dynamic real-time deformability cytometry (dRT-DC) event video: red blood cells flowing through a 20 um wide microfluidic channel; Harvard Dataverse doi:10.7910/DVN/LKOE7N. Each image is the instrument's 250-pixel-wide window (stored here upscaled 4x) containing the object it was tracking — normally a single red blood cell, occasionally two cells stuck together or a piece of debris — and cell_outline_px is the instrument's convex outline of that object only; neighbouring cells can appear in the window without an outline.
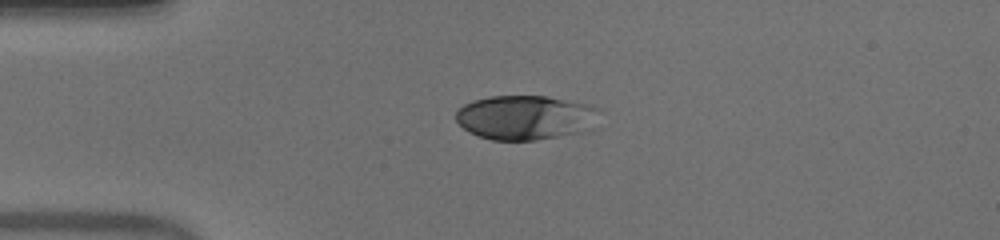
{"species": "human", "species_latin": "Homo sapiens", "temperature_condition": "warm", "stored_images_in_passage": 40, "camera_frame_rate_fps": 3000, "um_per_image_px": 0.085, "donor": {"sex": "male"}, "frame": {"image": 1, "passage_image": 1, "time_ms": 0.0, "image_size_px": [1000, 240], "cell_outline_px": [[604, 112], [576, 132], [536, 140], [492, 140], [468, 132], [456, 120], [456, 112], [464, 104], [472, 100], [488, 96], [548, 96], [584, 104], [600, 108]], "centroid_in_image_um": [44.57, 9.96], "position_along_channel_um": 40.4, "area_um2": 36.47}}
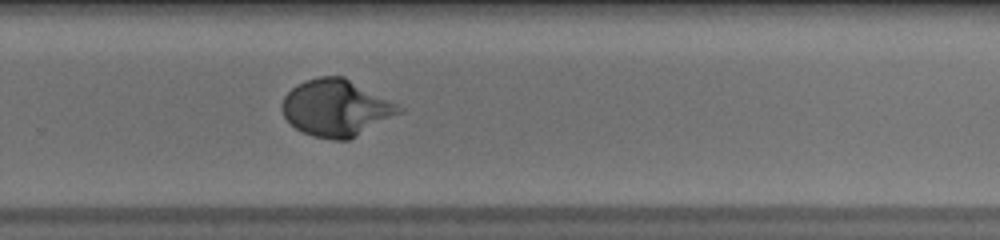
{"frame": {"image": 2, "passage_image": 23, "time_ms": 7.333, "image_size_px": [1000, 240], "cell_outline_px": [[404, 112], [348, 140], [332, 140], [312, 136], [296, 128], [284, 116], [280, 108], [280, 104], [284, 96], [296, 84], [304, 80], [320, 76], [344, 76], [404, 108]], "centroid_in_image_um": [28.55, 9.17], "position_along_channel_um": 301.2, "area_um2": 38.67}}
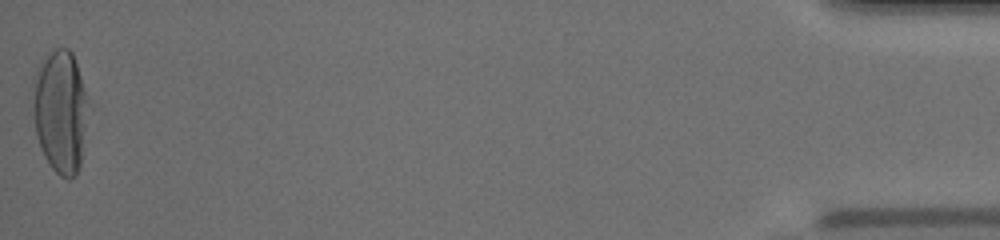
{"frame": {"image": 3, "passage_image": 40, "time_ms": 13.0, "image_size_px": [1000, 240], "cell_outline_px": [[84, 128], [80, 164], [76, 176], [68, 180], [60, 176], [52, 168], [44, 156], [40, 148], [36, 136], [32, 104], [32, 76], [44, 60], [56, 48], [68, 48], [72, 52], [84, 88]], "centroid_in_image_um": [5.05, 9.5], "position_along_channel_um": 430.1, "area_um2": 38.73}, "authors_computed_cell_mechanics": {"area_um2": 36.414, "velocity_mm_per_s": 3.9581, "shape_relaxation_time_tau1_ms": 4.1508, "shape_relaxation_time_tau2_ms": null, "deformation_change_tau1": 0.2276, "deformation_change_tau2": null}}